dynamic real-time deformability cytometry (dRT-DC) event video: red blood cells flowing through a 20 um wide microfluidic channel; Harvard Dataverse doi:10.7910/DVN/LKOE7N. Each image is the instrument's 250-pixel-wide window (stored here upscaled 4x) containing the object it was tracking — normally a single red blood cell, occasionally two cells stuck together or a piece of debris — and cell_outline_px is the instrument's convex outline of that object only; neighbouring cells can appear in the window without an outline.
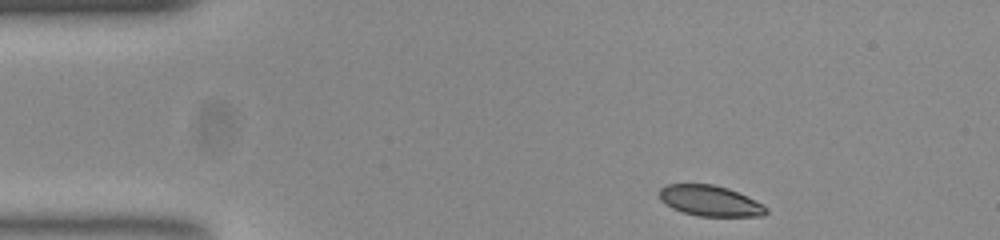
{"species": "common noctule bat (a hibernating species)", "species_latin": "Nyctalus noctula", "temperature_condition": "room temperature", "stored_images_in_passage": 38, "camera_frame_rate_fps": 3000, "um_per_image_px": 0.085, "animal": {"sex": "female", "body_mass_g": 23.0, "forearm_length_mm": 53.4}, "frame": {"image": 1, "passage_image": 1, "time_ms": 0.0, "image_size_px": [1000, 240], "cell_outline_px": [[768, 212], [764, 216], [700, 216], [684, 212], [672, 208], [660, 200], [660, 188], [668, 184], [712, 184], [728, 188], [764, 204], [768, 208]], "centroid_in_image_um": [60.38, 17.07], "position_along_channel_um": 24.6, "area_um2": 19.02}}
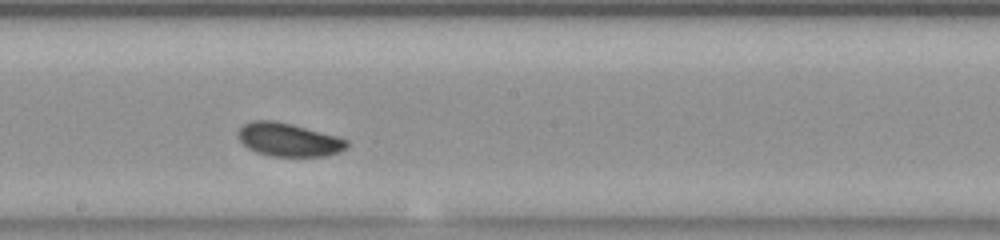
{"frame": {"image": 2, "passage_image": 22, "time_ms": 7.0, "image_size_px": [1000, 240], "cell_outline_px": [[348, 148], [340, 152], [324, 156], [272, 156], [256, 152], [248, 148], [240, 140], [240, 128], [244, 124], [252, 120], [272, 120], [336, 136], [348, 140]], "centroid_in_image_um": [24.55, 11.89], "position_along_channel_um": 223.6, "area_um2": 20.69}}
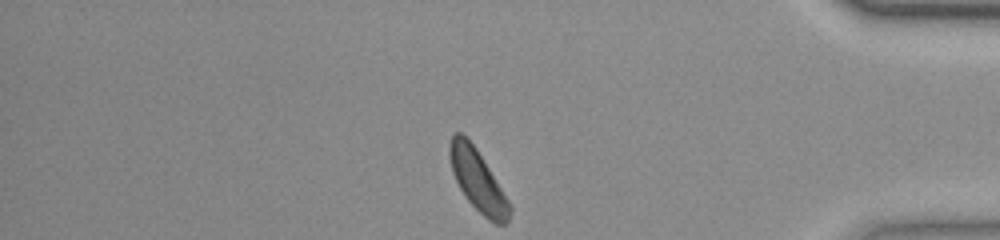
{"frame": {"image": 3, "passage_image": 38, "time_ms": 12.333, "image_size_px": [1000, 240], "cell_outline_px": [[512, 212], [508, 224], [496, 224], [488, 220], [468, 200], [460, 188], [452, 172], [448, 152], [448, 148], [452, 136], [456, 132], [460, 132], [476, 148], [508, 200], [512, 208]], "centroid_in_image_um": [40.61, 15.37], "position_along_channel_um": 394.6, "area_um2": 21.1}, "authors_computed_cell_mechanics": {"area_um2": 20.9236, "velocity_mm_per_s": 3.822, "shape_relaxation_time_tau1_ms": 2.9873, "shape_relaxation_time_tau2_ms": 8.9446, "deformation_change_tau1": 0.0999, "deformation_change_tau2": 0.1224}}